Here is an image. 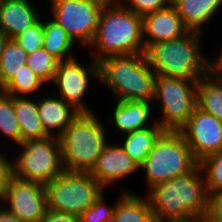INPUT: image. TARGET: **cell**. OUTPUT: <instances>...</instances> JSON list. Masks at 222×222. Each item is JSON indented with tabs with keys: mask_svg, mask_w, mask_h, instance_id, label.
<instances>
[{
	"mask_svg": "<svg viewBox=\"0 0 222 222\" xmlns=\"http://www.w3.org/2000/svg\"><path fill=\"white\" fill-rule=\"evenodd\" d=\"M17 147L20 153L12 156L13 173L17 178L45 185L64 172L58 137L29 140Z\"/></svg>",
	"mask_w": 222,
	"mask_h": 222,
	"instance_id": "cell-8",
	"label": "cell"
},
{
	"mask_svg": "<svg viewBox=\"0 0 222 222\" xmlns=\"http://www.w3.org/2000/svg\"><path fill=\"white\" fill-rule=\"evenodd\" d=\"M14 176L13 159H7L6 153L0 151V204L8 192L10 180Z\"/></svg>",
	"mask_w": 222,
	"mask_h": 222,
	"instance_id": "cell-33",
	"label": "cell"
},
{
	"mask_svg": "<svg viewBox=\"0 0 222 222\" xmlns=\"http://www.w3.org/2000/svg\"><path fill=\"white\" fill-rule=\"evenodd\" d=\"M179 132L198 162L222 151V121L198 106Z\"/></svg>",
	"mask_w": 222,
	"mask_h": 222,
	"instance_id": "cell-12",
	"label": "cell"
},
{
	"mask_svg": "<svg viewBox=\"0 0 222 222\" xmlns=\"http://www.w3.org/2000/svg\"><path fill=\"white\" fill-rule=\"evenodd\" d=\"M203 222H222V214H208Z\"/></svg>",
	"mask_w": 222,
	"mask_h": 222,
	"instance_id": "cell-39",
	"label": "cell"
},
{
	"mask_svg": "<svg viewBox=\"0 0 222 222\" xmlns=\"http://www.w3.org/2000/svg\"><path fill=\"white\" fill-rule=\"evenodd\" d=\"M0 133L8 141L11 140L13 146L22 143L20 125L15 116L14 97L2 90H0Z\"/></svg>",
	"mask_w": 222,
	"mask_h": 222,
	"instance_id": "cell-27",
	"label": "cell"
},
{
	"mask_svg": "<svg viewBox=\"0 0 222 222\" xmlns=\"http://www.w3.org/2000/svg\"><path fill=\"white\" fill-rule=\"evenodd\" d=\"M203 35L189 31L180 38L149 45L144 52L148 65L157 75L200 80L211 71V59L201 51Z\"/></svg>",
	"mask_w": 222,
	"mask_h": 222,
	"instance_id": "cell-2",
	"label": "cell"
},
{
	"mask_svg": "<svg viewBox=\"0 0 222 222\" xmlns=\"http://www.w3.org/2000/svg\"><path fill=\"white\" fill-rule=\"evenodd\" d=\"M28 54L20 47L17 41L9 38L0 55V90L18 73L27 63Z\"/></svg>",
	"mask_w": 222,
	"mask_h": 222,
	"instance_id": "cell-25",
	"label": "cell"
},
{
	"mask_svg": "<svg viewBox=\"0 0 222 222\" xmlns=\"http://www.w3.org/2000/svg\"><path fill=\"white\" fill-rule=\"evenodd\" d=\"M156 76L144 53L107 58L99 63L98 80L116 101L153 103Z\"/></svg>",
	"mask_w": 222,
	"mask_h": 222,
	"instance_id": "cell-4",
	"label": "cell"
},
{
	"mask_svg": "<svg viewBox=\"0 0 222 222\" xmlns=\"http://www.w3.org/2000/svg\"><path fill=\"white\" fill-rule=\"evenodd\" d=\"M9 37L2 31L0 30V55L2 54V51L8 41Z\"/></svg>",
	"mask_w": 222,
	"mask_h": 222,
	"instance_id": "cell-40",
	"label": "cell"
},
{
	"mask_svg": "<svg viewBox=\"0 0 222 222\" xmlns=\"http://www.w3.org/2000/svg\"><path fill=\"white\" fill-rule=\"evenodd\" d=\"M146 197L156 222L204 221L211 210V197L199 164L189 173L147 190Z\"/></svg>",
	"mask_w": 222,
	"mask_h": 222,
	"instance_id": "cell-1",
	"label": "cell"
},
{
	"mask_svg": "<svg viewBox=\"0 0 222 222\" xmlns=\"http://www.w3.org/2000/svg\"><path fill=\"white\" fill-rule=\"evenodd\" d=\"M92 60H103L123 55L143 54L142 16L124 6L102 9L97 31L88 46Z\"/></svg>",
	"mask_w": 222,
	"mask_h": 222,
	"instance_id": "cell-3",
	"label": "cell"
},
{
	"mask_svg": "<svg viewBox=\"0 0 222 222\" xmlns=\"http://www.w3.org/2000/svg\"><path fill=\"white\" fill-rule=\"evenodd\" d=\"M1 202L8 212L24 222H41L47 211L44 185L16 176L10 180L7 195Z\"/></svg>",
	"mask_w": 222,
	"mask_h": 222,
	"instance_id": "cell-13",
	"label": "cell"
},
{
	"mask_svg": "<svg viewBox=\"0 0 222 222\" xmlns=\"http://www.w3.org/2000/svg\"><path fill=\"white\" fill-rule=\"evenodd\" d=\"M164 131L155 122L151 127L123 134L122 141L117 143L140 166Z\"/></svg>",
	"mask_w": 222,
	"mask_h": 222,
	"instance_id": "cell-22",
	"label": "cell"
},
{
	"mask_svg": "<svg viewBox=\"0 0 222 222\" xmlns=\"http://www.w3.org/2000/svg\"><path fill=\"white\" fill-rule=\"evenodd\" d=\"M78 58H72L66 61H59L55 73L53 84L56 86L57 96L71 105L79 113H92L91 107L84 103V96L89 90L91 78L99 81V64L95 63L92 58L89 63H80ZM91 62V63H90ZM82 64V65H81Z\"/></svg>",
	"mask_w": 222,
	"mask_h": 222,
	"instance_id": "cell-11",
	"label": "cell"
},
{
	"mask_svg": "<svg viewBox=\"0 0 222 222\" xmlns=\"http://www.w3.org/2000/svg\"><path fill=\"white\" fill-rule=\"evenodd\" d=\"M30 1L0 0V30L9 38L14 39L41 18Z\"/></svg>",
	"mask_w": 222,
	"mask_h": 222,
	"instance_id": "cell-17",
	"label": "cell"
},
{
	"mask_svg": "<svg viewBox=\"0 0 222 222\" xmlns=\"http://www.w3.org/2000/svg\"><path fill=\"white\" fill-rule=\"evenodd\" d=\"M172 5L190 31L203 33L204 25L221 10L222 0H172Z\"/></svg>",
	"mask_w": 222,
	"mask_h": 222,
	"instance_id": "cell-19",
	"label": "cell"
},
{
	"mask_svg": "<svg viewBox=\"0 0 222 222\" xmlns=\"http://www.w3.org/2000/svg\"><path fill=\"white\" fill-rule=\"evenodd\" d=\"M209 214H222V191L211 197V210Z\"/></svg>",
	"mask_w": 222,
	"mask_h": 222,
	"instance_id": "cell-35",
	"label": "cell"
},
{
	"mask_svg": "<svg viewBox=\"0 0 222 222\" xmlns=\"http://www.w3.org/2000/svg\"><path fill=\"white\" fill-rule=\"evenodd\" d=\"M199 162L179 131H164L139 166L148 190L192 171ZM144 170V171H143Z\"/></svg>",
	"mask_w": 222,
	"mask_h": 222,
	"instance_id": "cell-6",
	"label": "cell"
},
{
	"mask_svg": "<svg viewBox=\"0 0 222 222\" xmlns=\"http://www.w3.org/2000/svg\"><path fill=\"white\" fill-rule=\"evenodd\" d=\"M48 93L37 99V109L46 133L59 138L79 112L55 93Z\"/></svg>",
	"mask_w": 222,
	"mask_h": 222,
	"instance_id": "cell-16",
	"label": "cell"
},
{
	"mask_svg": "<svg viewBox=\"0 0 222 222\" xmlns=\"http://www.w3.org/2000/svg\"><path fill=\"white\" fill-rule=\"evenodd\" d=\"M14 109L21 129L22 143L49 136L38 113L37 99L33 101L29 97H14Z\"/></svg>",
	"mask_w": 222,
	"mask_h": 222,
	"instance_id": "cell-21",
	"label": "cell"
},
{
	"mask_svg": "<svg viewBox=\"0 0 222 222\" xmlns=\"http://www.w3.org/2000/svg\"><path fill=\"white\" fill-rule=\"evenodd\" d=\"M51 19L74 42L89 46L97 31L102 10L91 0H51ZM77 40V41H76Z\"/></svg>",
	"mask_w": 222,
	"mask_h": 222,
	"instance_id": "cell-10",
	"label": "cell"
},
{
	"mask_svg": "<svg viewBox=\"0 0 222 222\" xmlns=\"http://www.w3.org/2000/svg\"><path fill=\"white\" fill-rule=\"evenodd\" d=\"M211 71L216 76H222V51L218 52V56L216 59H211Z\"/></svg>",
	"mask_w": 222,
	"mask_h": 222,
	"instance_id": "cell-37",
	"label": "cell"
},
{
	"mask_svg": "<svg viewBox=\"0 0 222 222\" xmlns=\"http://www.w3.org/2000/svg\"><path fill=\"white\" fill-rule=\"evenodd\" d=\"M197 106L222 121V79L212 71L197 82Z\"/></svg>",
	"mask_w": 222,
	"mask_h": 222,
	"instance_id": "cell-23",
	"label": "cell"
},
{
	"mask_svg": "<svg viewBox=\"0 0 222 222\" xmlns=\"http://www.w3.org/2000/svg\"><path fill=\"white\" fill-rule=\"evenodd\" d=\"M142 29L145 49L152 44L180 38L190 31L172 4L142 16Z\"/></svg>",
	"mask_w": 222,
	"mask_h": 222,
	"instance_id": "cell-15",
	"label": "cell"
},
{
	"mask_svg": "<svg viewBox=\"0 0 222 222\" xmlns=\"http://www.w3.org/2000/svg\"><path fill=\"white\" fill-rule=\"evenodd\" d=\"M172 4V0H124L123 6L137 15L144 16L157 10L165 9Z\"/></svg>",
	"mask_w": 222,
	"mask_h": 222,
	"instance_id": "cell-32",
	"label": "cell"
},
{
	"mask_svg": "<svg viewBox=\"0 0 222 222\" xmlns=\"http://www.w3.org/2000/svg\"><path fill=\"white\" fill-rule=\"evenodd\" d=\"M139 165L117 143L109 142L89 171L104 188L137 173Z\"/></svg>",
	"mask_w": 222,
	"mask_h": 222,
	"instance_id": "cell-14",
	"label": "cell"
},
{
	"mask_svg": "<svg viewBox=\"0 0 222 222\" xmlns=\"http://www.w3.org/2000/svg\"><path fill=\"white\" fill-rule=\"evenodd\" d=\"M199 165L205 176L210 197L222 191V151L205 157L199 162Z\"/></svg>",
	"mask_w": 222,
	"mask_h": 222,
	"instance_id": "cell-29",
	"label": "cell"
},
{
	"mask_svg": "<svg viewBox=\"0 0 222 222\" xmlns=\"http://www.w3.org/2000/svg\"><path fill=\"white\" fill-rule=\"evenodd\" d=\"M73 39L66 31L52 19L44 20L43 48L59 61L75 58L73 55L75 47Z\"/></svg>",
	"mask_w": 222,
	"mask_h": 222,
	"instance_id": "cell-24",
	"label": "cell"
},
{
	"mask_svg": "<svg viewBox=\"0 0 222 222\" xmlns=\"http://www.w3.org/2000/svg\"><path fill=\"white\" fill-rule=\"evenodd\" d=\"M97 113H79L59 137L64 171L89 172L109 143Z\"/></svg>",
	"mask_w": 222,
	"mask_h": 222,
	"instance_id": "cell-5",
	"label": "cell"
},
{
	"mask_svg": "<svg viewBox=\"0 0 222 222\" xmlns=\"http://www.w3.org/2000/svg\"><path fill=\"white\" fill-rule=\"evenodd\" d=\"M98 8L109 9L123 6L124 0H91Z\"/></svg>",
	"mask_w": 222,
	"mask_h": 222,
	"instance_id": "cell-36",
	"label": "cell"
},
{
	"mask_svg": "<svg viewBox=\"0 0 222 222\" xmlns=\"http://www.w3.org/2000/svg\"><path fill=\"white\" fill-rule=\"evenodd\" d=\"M2 207V208H1ZM0 222H24L0 205Z\"/></svg>",
	"mask_w": 222,
	"mask_h": 222,
	"instance_id": "cell-38",
	"label": "cell"
},
{
	"mask_svg": "<svg viewBox=\"0 0 222 222\" xmlns=\"http://www.w3.org/2000/svg\"><path fill=\"white\" fill-rule=\"evenodd\" d=\"M43 19L45 18L41 16V18L35 24H33L30 28L26 29L24 32L18 34L14 38L27 54L32 53L33 51L43 47Z\"/></svg>",
	"mask_w": 222,
	"mask_h": 222,
	"instance_id": "cell-30",
	"label": "cell"
},
{
	"mask_svg": "<svg viewBox=\"0 0 222 222\" xmlns=\"http://www.w3.org/2000/svg\"><path fill=\"white\" fill-rule=\"evenodd\" d=\"M43 85L48 86L25 64L1 90L13 97H33V93L38 92Z\"/></svg>",
	"mask_w": 222,
	"mask_h": 222,
	"instance_id": "cell-26",
	"label": "cell"
},
{
	"mask_svg": "<svg viewBox=\"0 0 222 222\" xmlns=\"http://www.w3.org/2000/svg\"><path fill=\"white\" fill-rule=\"evenodd\" d=\"M153 103L138 101H116L113 111V123L120 135L151 127L156 120L153 115ZM153 119V120H151Z\"/></svg>",
	"mask_w": 222,
	"mask_h": 222,
	"instance_id": "cell-18",
	"label": "cell"
},
{
	"mask_svg": "<svg viewBox=\"0 0 222 222\" xmlns=\"http://www.w3.org/2000/svg\"><path fill=\"white\" fill-rule=\"evenodd\" d=\"M41 222H80V218L71 214L47 210Z\"/></svg>",
	"mask_w": 222,
	"mask_h": 222,
	"instance_id": "cell-34",
	"label": "cell"
},
{
	"mask_svg": "<svg viewBox=\"0 0 222 222\" xmlns=\"http://www.w3.org/2000/svg\"><path fill=\"white\" fill-rule=\"evenodd\" d=\"M26 64L46 84H49L53 82L59 60L41 47L28 54Z\"/></svg>",
	"mask_w": 222,
	"mask_h": 222,
	"instance_id": "cell-28",
	"label": "cell"
},
{
	"mask_svg": "<svg viewBox=\"0 0 222 222\" xmlns=\"http://www.w3.org/2000/svg\"><path fill=\"white\" fill-rule=\"evenodd\" d=\"M47 210L80 217L105 192L89 172L64 171L44 185Z\"/></svg>",
	"mask_w": 222,
	"mask_h": 222,
	"instance_id": "cell-7",
	"label": "cell"
},
{
	"mask_svg": "<svg viewBox=\"0 0 222 222\" xmlns=\"http://www.w3.org/2000/svg\"><path fill=\"white\" fill-rule=\"evenodd\" d=\"M197 82L156 76L153 105L159 103L161 107L162 115L156 117V122L165 131H179L190 119L197 106Z\"/></svg>",
	"mask_w": 222,
	"mask_h": 222,
	"instance_id": "cell-9",
	"label": "cell"
},
{
	"mask_svg": "<svg viewBox=\"0 0 222 222\" xmlns=\"http://www.w3.org/2000/svg\"><path fill=\"white\" fill-rule=\"evenodd\" d=\"M118 198L112 222H156L146 197L124 189Z\"/></svg>",
	"mask_w": 222,
	"mask_h": 222,
	"instance_id": "cell-20",
	"label": "cell"
},
{
	"mask_svg": "<svg viewBox=\"0 0 222 222\" xmlns=\"http://www.w3.org/2000/svg\"><path fill=\"white\" fill-rule=\"evenodd\" d=\"M105 193L95 201L82 215L79 217L80 222H112L114 209L117 205L118 198L115 203L108 205L106 203Z\"/></svg>",
	"mask_w": 222,
	"mask_h": 222,
	"instance_id": "cell-31",
	"label": "cell"
}]
</instances>
